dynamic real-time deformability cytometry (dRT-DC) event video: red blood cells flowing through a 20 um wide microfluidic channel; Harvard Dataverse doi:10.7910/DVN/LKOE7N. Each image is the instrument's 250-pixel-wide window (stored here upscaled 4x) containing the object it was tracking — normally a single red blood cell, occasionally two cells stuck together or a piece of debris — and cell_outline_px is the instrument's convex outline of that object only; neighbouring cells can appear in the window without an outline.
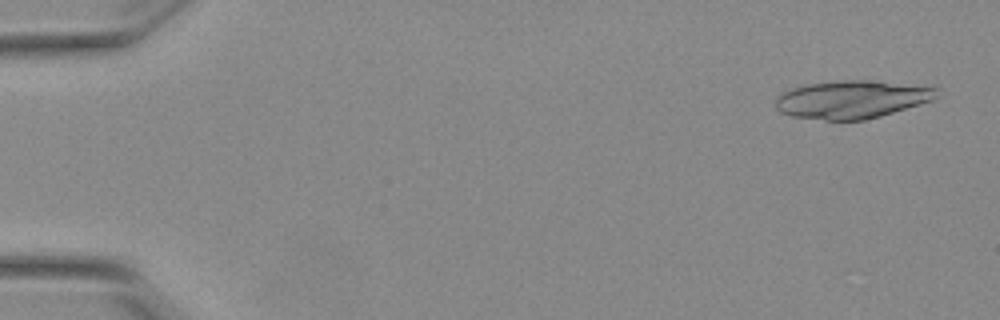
{"species": "Egyptian fruit bat (a non-hibernating species)", "species_latin": "Rousettus aegyptiacus", "temperature_condition": "warm", "stored_images_in_passage": 40, "camera_frame_rate_fps": 3000, "um_per_image_px": 0.085, "animal": {"sex": "female"}, "frame": {"image": 1, "passage_image": 3, "time_ms": 0.667, "image_size_px": [1000, 320], "cell_outline_px": [[936, 96], [932, 100], [880, 116], [864, 120], [824, 120], [792, 116], [780, 112], [776, 108], [776, 96], [792, 88], [808, 84], [844, 80], [876, 80], [936, 88]], "centroid_in_image_um": [72.36, 8.45], "position_along_channel_um": 12.6, "area_um2": 35.26}}
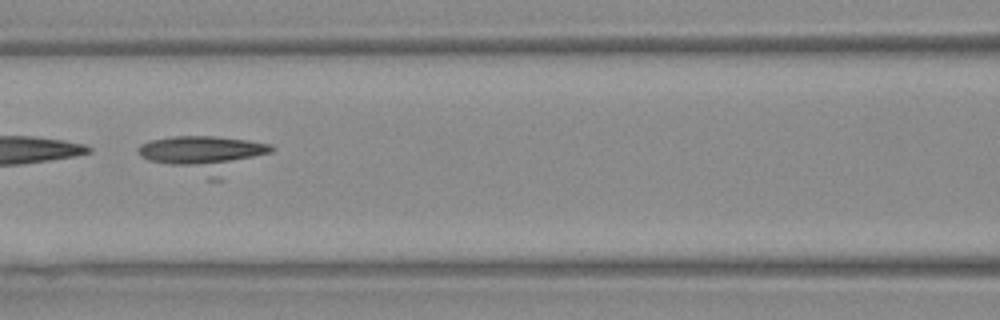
{"frame": {"image": 2, "passage_image": 25, "time_ms": 8.0, "image_size_px": [1000, 320], "cell_outline_px": [[276, 148], [272, 152], [220, 180], [208, 180], [148, 160], [140, 156], [136, 152], [136, 148], [140, 144], [148, 140], [172, 136], [216, 136], [248, 140], [272, 144]], "centroid_in_image_um": [17.36, 13.12], "position_along_channel_um": 149.2, "area_um2": 29.25}}
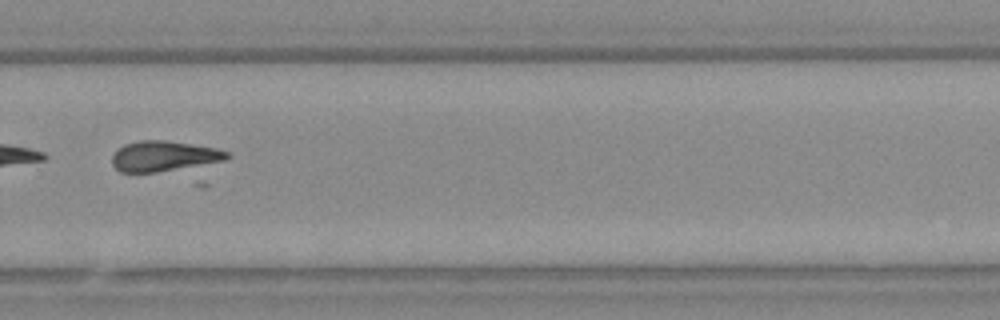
{"frame": {"image": 3, "passage_image": 38, "time_ms": 12.333, "image_size_px": [1000, 320], "cell_outline_px": [[232, 156], [224, 160], [156, 172], [120, 172], [112, 164], [112, 156], [124, 144], [140, 140], [164, 140], [216, 148], [232, 152]], "centroid_in_image_um": [13.93, 13.26], "position_along_channel_um": 315.9, "area_um2": 20.0}}